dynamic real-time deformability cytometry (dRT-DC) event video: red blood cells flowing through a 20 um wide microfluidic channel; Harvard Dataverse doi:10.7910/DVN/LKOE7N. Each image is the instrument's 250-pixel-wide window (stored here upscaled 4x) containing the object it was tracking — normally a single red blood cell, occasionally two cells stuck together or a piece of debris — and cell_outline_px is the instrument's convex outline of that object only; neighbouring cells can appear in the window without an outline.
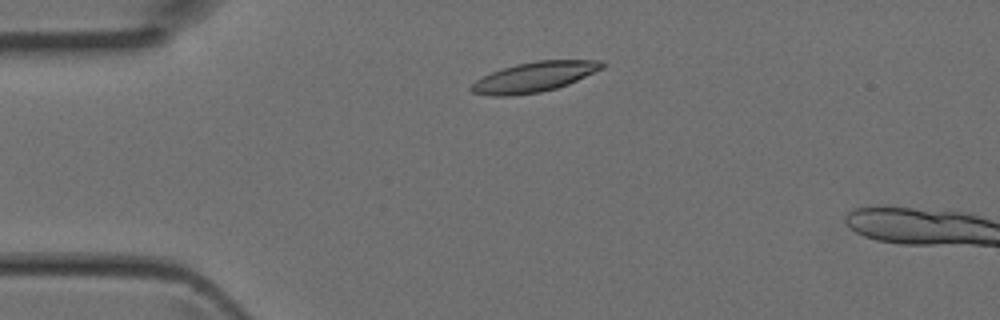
{"species": "Egyptian fruit bat (a non-hibernating species)", "species_latin": "Rousettus aegyptiacus", "temperature_condition": "room temperature", "stored_images_in_passage": 3, "camera_frame_rate_fps": 3000, "um_per_image_px": 0.085, "animal": {"sex": "female"}, "frame": {"image": 1, "passage_image": 1, "time_ms": 0.0, "image_size_px": [1000, 320], "cell_outline_px": [[608, 64], [604, 68], [568, 84], [556, 88], [540, 92], [512, 96], [492, 96], [472, 92], [468, 88], [476, 80], [492, 72], [516, 64], [536, 60], [600, 60]], "centroid_in_image_um": [45.44, 6.54], "position_along_channel_um": 39.6, "area_um2": 22.89}}